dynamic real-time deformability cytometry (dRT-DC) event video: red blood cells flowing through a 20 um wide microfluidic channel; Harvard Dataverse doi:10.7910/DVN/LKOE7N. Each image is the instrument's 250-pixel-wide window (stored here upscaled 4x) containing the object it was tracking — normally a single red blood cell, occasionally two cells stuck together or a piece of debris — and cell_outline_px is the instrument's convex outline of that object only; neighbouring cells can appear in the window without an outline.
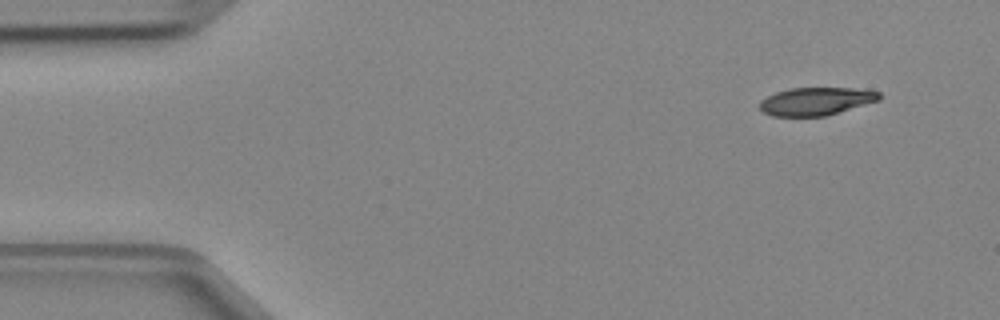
{"species": "Egyptian fruit bat (a non-hibernating species)", "species_latin": "Rousettus aegyptiacus", "temperature_condition": "cold", "stored_images_in_passage": 6, "camera_frame_rate_fps": 3000, "um_per_image_px": 0.085, "animal": {"sex": "female"}, "frame": {"image": 1, "passage_image": 1, "time_ms": 0.0, "image_size_px": [1000, 320], "cell_outline_px": [[880, 100], [824, 116], [772, 116], [764, 112], [760, 108], [760, 100], [776, 92], [788, 88], [852, 88], [880, 92]], "centroid_in_image_um": [69.34, 8.6], "position_along_channel_um": 15.7, "area_um2": 19.25}}